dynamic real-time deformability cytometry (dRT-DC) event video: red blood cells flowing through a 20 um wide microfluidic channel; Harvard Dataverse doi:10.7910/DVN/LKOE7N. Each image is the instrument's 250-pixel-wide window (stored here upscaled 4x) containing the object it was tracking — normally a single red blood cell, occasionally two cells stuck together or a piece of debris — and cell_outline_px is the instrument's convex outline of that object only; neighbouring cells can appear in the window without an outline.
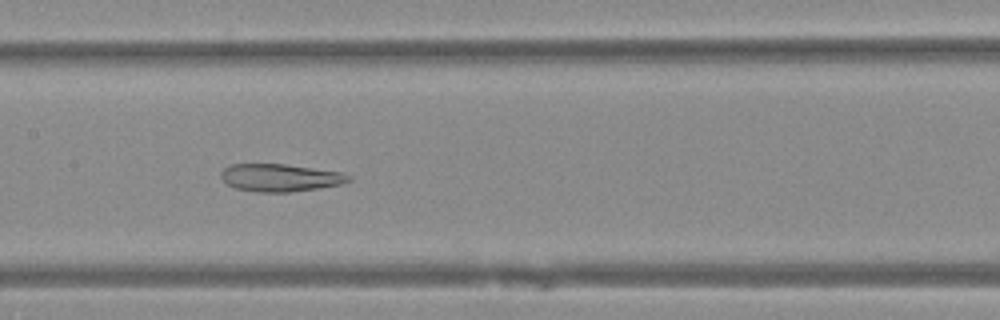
{"species": "Egyptian fruit bat (a non-hibernating species)", "species_latin": "Rousettus aegyptiacus", "temperature_condition": "warm", "stored_images_in_passage": 50, "camera_frame_rate_fps": 3000, "um_per_image_px": 0.085, "animal": {"sex": "female"}, "frame": {"image": 1, "passage_image": 25, "time_ms": 8.0, "image_size_px": [1000, 320], "cell_outline_px": [[352, 180], [340, 184], [320, 188], [288, 192], [256, 192], [236, 188], [228, 184], [220, 176], [220, 172], [224, 168], [232, 164], [284, 164], [340, 172], [352, 176]], "centroid_in_image_um": [23.81, 15.1], "position_along_channel_um": 183.6, "area_um2": 20.4}}
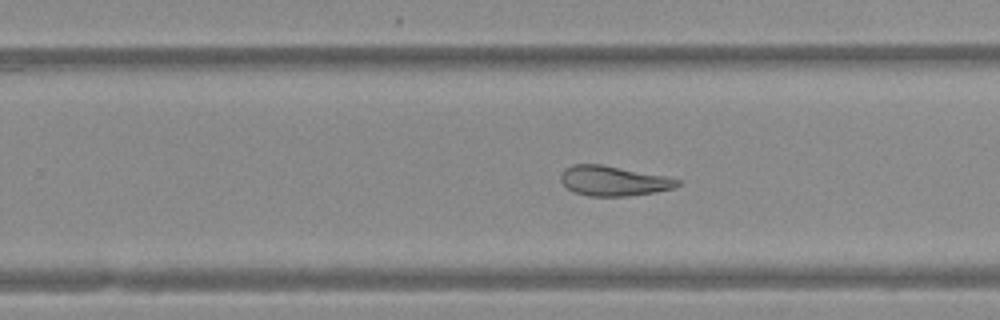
{"frame": {"image": 2, "passage_image": 32, "time_ms": 10.333, "image_size_px": [1000, 320], "cell_outline_px": [[680, 184], [672, 188], [656, 192], [628, 196], [588, 196], [576, 192], [568, 188], [560, 180], [560, 176], [564, 168], [572, 164], [600, 164], [664, 176], [680, 180]], "centroid_in_image_um": [52.11, 15.37], "position_along_channel_um": 277.7, "area_um2": 20.11}}
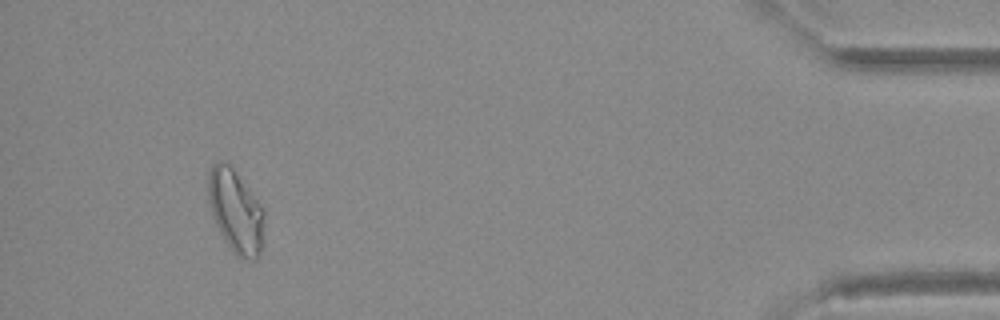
{"frame": {"image": 3, "passage_image": 47, "time_ms": 15.333, "image_size_px": [1000, 320], "cell_outline_px": [[264, 240], [260, 252], [256, 260], [244, 260], [236, 256], [232, 252], [220, 232], [216, 224], [208, 200], [208, 172], [212, 164], [216, 160], [220, 160], [228, 164], [232, 168], [264, 208]], "centroid_in_image_um": [20.05, 17.99], "position_along_channel_um": 415.2, "area_um2": 27.34}}